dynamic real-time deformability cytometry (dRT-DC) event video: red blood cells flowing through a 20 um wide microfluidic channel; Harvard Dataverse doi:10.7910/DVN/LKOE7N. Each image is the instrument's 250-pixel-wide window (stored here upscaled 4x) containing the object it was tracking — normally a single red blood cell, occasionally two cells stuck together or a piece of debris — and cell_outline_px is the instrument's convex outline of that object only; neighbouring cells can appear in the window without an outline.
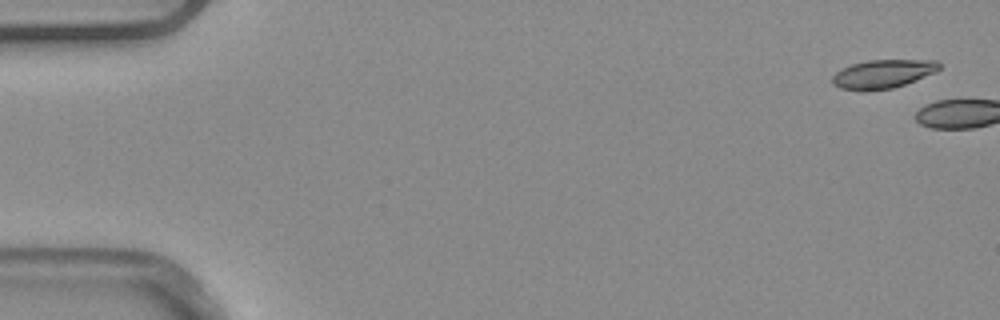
{"species": "common noctule bat (a hibernating species)", "species_latin": "Nyctalus noctula", "temperature_condition": "warm", "stored_images_in_passage": 5, "camera_frame_rate_fps": 3000, "um_per_image_px": 0.085, "animal": {"sex": "male", "body_mass_g": 20.4}, "frame": {"image": 1, "passage_image": 1, "time_ms": 0.0, "image_size_px": [1000, 320], "cell_outline_px": [[940, 68], [936, 72], [904, 84], [892, 88], [864, 92], [840, 88], [832, 84], [832, 76], [840, 68], [852, 64], [868, 60], [936, 60], [940, 64]], "centroid_in_image_um": [75.0, 6.29], "position_along_channel_um": 10.0, "area_um2": 17.98}}
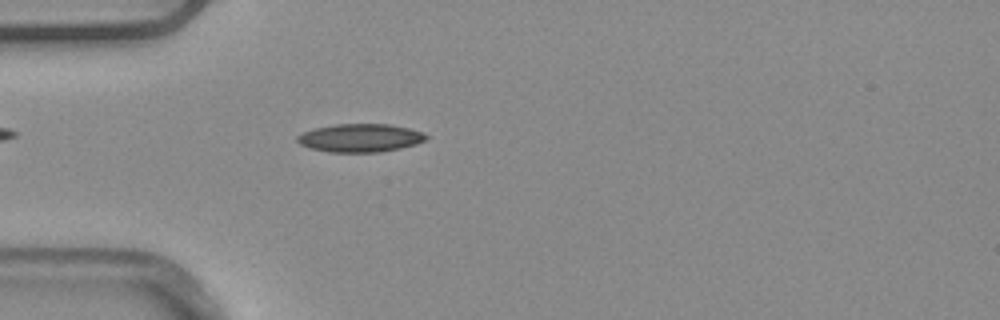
{"frame": {"image": 2, "passage_image": 5, "time_ms": 1.333, "image_size_px": [1000, 320], "cell_outline_px": [[428, 136], [424, 140], [416, 144], [400, 148], [380, 152], [328, 152], [312, 148], [300, 144], [296, 140], [296, 136], [304, 132], [316, 128], [336, 124], [388, 124], [408, 128], [424, 132]], "centroid_in_image_um": [30.62, 11.72], "position_along_channel_um": 54.4, "area_um2": 21.04}}